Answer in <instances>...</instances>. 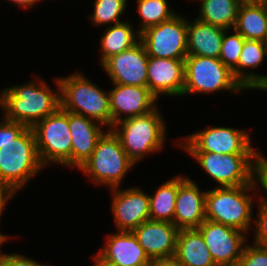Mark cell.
Masks as SVG:
<instances>
[{"label":"cell","instance_id":"cell-1","mask_svg":"<svg viewBox=\"0 0 267 266\" xmlns=\"http://www.w3.org/2000/svg\"><path fill=\"white\" fill-rule=\"evenodd\" d=\"M58 92L50 89L45 81H30L25 85H14L0 93V109L7 120L33 127L37 122L55 113L60 107V87Z\"/></svg>","mask_w":267,"mask_h":266},{"label":"cell","instance_id":"cell-2","mask_svg":"<svg viewBox=\"0 0 267 266\" xmlns=\"http://www.w3.org/2000/svg\"><path fill=\"white\" fill-rule=\"evenodd\" d=\"M80 73L58 78L61 108L93 119L111 129L109 92L100 89Z\"/></svg>","mask_w":267,"mask_h":266},{"label":"cell","instance_id":"cell-3","mask_svg":"<svg viewBox=\"0 0 267 266\" xmlns=\"http://www.w3.org/2000/svg\"><path fill=\"white\" fill-rule=\"evenodd\" d=\"M160 113L156 108L145 115L121 120L111 128L134 164L163 149L167 129Z\"/></svg>","mask_w":267,"mask_h":266},{"label":"cell","instance_id":"cell-4","mask_svg":"<svg viewBox=\"0 0 267 266\" xmlns=\"http://www.w3.org/2000/svg\"><path fill=\"white\" fill-rule=\"evenodd\" d=\"M252 184L237 187H216L207 190L205 219L227 225L248 233L253 223Z\"/></svg>","mask_w":267,"mask_h":266},{"label":"cell","instance_id":"cell-5","mask_svg":"<svg viewBox=\"0 0 267 266\" xmlns=\"http://www.w3.org/2000/svg\"><path fill=\"white\" fill-rule=\"evenodd\" d=\"M119 138L111 129L98 140L91 157L78 169L89 177L94 185L110 189L121 187L124 176L134 168Z\"/></svg>","mask_w":267,"mask_h":266},{"label":"cell","instance_id":"cell-6","mask_svg":"<svg viewBox=\"0 0 267 266\" xmlns=\"http://www.w3.org/2000/svg\"><path fill=\"white\" fill-rule=\"evenodd\" d=\"M43 168L32 127L15 140L0 143V181L16 193Z\"/></svg>","mask_w":267,"mask_h":266},{"label":"cell","instance_id":"cell-7","mask_svg":"<svg viewBox=\"0 0 267 266\" xmlns=\"http://www.w3.org/2000/svg\"><path fill=\"white\" fill-rule=\"evenodd\" d=\"M231 93L246 90L219 58L188 55L184 60V89L182 97L193 93Z\"/></svg>","mask_w":267,"mask_h":266},{"label":"cell","instance_id":"cell-8","mask_svg":"<svg viewBox=\"0 0 267 266\" xmlns=\"http://www.w3.org/2000/svg\"><path fill=\"white\" fill-rule=\"evenodd\" d=\"M32 129L41 164L45 167L56 163L71 168L69 112L60 107L55 113L37 122Z\"/></svg>","mask_w":267,"mask_h":266},{"label":"cell","instance_id":"cell-9","mask_svg":"<svg viewBox=\"0 0 267 266\" xmlns=\"http://www.w3.org/2000/svg\"><path fill=\"white\" fill-rule=\"evenodd\" d=\"M246 130L233 127H206L202 131L176 142L186 152H212L220 154H258L251 145V136Z\"/></svg>","mask_w":267,"mask_h":266},{"label":"cell","instance_id":"cell-10","mask_svg":"<svg viewBox=\"0 0 267 266\" xmlns=\"http://www.w3.org/2000/svg\"><path fill=\"white\" fill-rule=\"evenodd\" d=\"M187 153L218 183V187L252 184V164L257 154Z\"/></svg>","mask_w":267,"mask_h":266},{"label":"cell","instance_id":"cell-11","mask_svg":"<svg viewBox=\"0 0 267 266\" xmlns=\"http://www.w3.org/2000/svg\"><path fill=\"white\" fill-rule=\"evenodd\" d=\"M149 57L185 59L187 55V19L176 14L171 19L140 33Z\"/></svg>","mask_w":267,"mask_h":266},{"label":"cell","instance_id":"cell-12","mask_svg":"<svg viewBox=\"0 0 267 266\" xmlns=\"http://www.w3.org/2000/svg\"><path fill=\"white\" fill-rule=\"evenodd\" d=\"M197 229L216 265L237 266L248 240L243 231L210 220H205Z\"/></svg>","mask_w":267,"mask_h":266},{"label":"cell","instance_id":"cell-13","mask_svg":"<svg viewBox=\"0 0 267 266\" xmlns=\"http://www.w3.org/2000/svg\"><path fill=\"white\" fill-rule=\"evenodd\" d=\"M149 56L141 41L130 49L111 56L101 66L112 83L147 86Z\"/></svg>","mask_w":267,"mask_h":266},{"label":"cell","instance_id":"cell-14","mask_svg":"<svg viewBox=\"0 0 267 266\" xmlns=\"http://www.w3.org/2000/svg\"><path fill=\"white\" fill-rule=\"evenodd\" d=\"M112 84L114 88L109 91L112 127L121 120L145 115L157 108L158 98L147 86Z\"/></svg>","mask_w":267,"mask_h":266},{"label":"cell","instance_id":"cell-15","mask_svg":"<svg viewBox=\"0 0 267 266\" xmlns=\"http://www.w3.org/2000/svg\"><path fill=\"white\" fill-rule=\"evenodd\" d=\"M112 191V213L119 231H132L150 220L149 194L138 187L110 189Z\"/></svg>","mask_w":267,"mask_h":266},{"label":"cell","instance_id":"cell-16","mask_svg":"<svg viewBox=\"0 0 267 266\" xmlns=\"http://www.w3.org/2000/svg\"><path fill=\"white\" fill-rule=\"evenodd\" d=\"M189 177L178 175V191L175 200L174 225L180 229L198 228L205 219V197Z\"/></svg>","mask_w":267,"mask_h":266},{"label":"cell","instance_id":"cell-17","mask_svg":"<svg viewBox=\"0 0 267 266\" xmlns=\"http://www.w3.org/2000/svg\"><path fill=\"white\" fill-rule=\"evenodd\" d=\"M184 60L149 57L147 87L157 97L181 96L184 89Z\"/></svg>","mask_w":267,"mask_h":266},{"label":"cell","instance_id":"cell-18","mask_svg":"<svg viewBox=\"0 0 267 266\" xmlns=\"http://www.w3.org/2000/svg\"><path fill=\"white\" fill-rule=\"evenodd\" d=\"M132 232L150 259L175 256L179 229L174 223L148 220Z\"/></svg>","mask_w":267,"mask_h":266},{"label":"cell","instance_id":"cell-19","mask_svg":"<svg viewBox=\"0 0 267 266\" xmlns=\"http://www.w3.org/2000/svg\"><path fill=\"white\" fill-rule=\"evenodd\" d=\"M69 129L72 138L71 168L79 169L91 157L98 140L105 132L101 123L71 112Z\"/></svg>","mask_w":267,"mask_h":266},{"label":"cell","instance_id":"cell-20","mask_svg":"<svg viewBox=\"0 0 267 266\" xmlns=\"http://www.w3.org/2000/svg\"><path fill=\"white\" fill-rule=\"evenodd\" d=\"M107 238L98 252L103 258L122 266H149L151 259L132 231H117Z\"/></svg>","mask_w":267,"mask_h":266},{"label":"cell","instance_id":"cell-21","mask_svg":"<svg viewBox=\"0 0 267 266\" xmlns=\"http://www.w3.org/2000/svg\"><path fill=\"white\" fill-rule=\"evenodd\" d=\"M267 44L258 40L245 39L237 66L232 70L233 76L247 90L267 87V74L260 75L256 72H245V68L256 69L264 59H267ZM266 57V58H265Z\"/></svg>","mask_w":267,"mask_h":266},{"label":"cell","instance_id":"cell-22","mask_svg":"<svg viewBox=\"0 0 267 266\" xmlns=\"http://www.w3.org/2000/svg\"><path fill=\"white\" fill-rule=\"evenodd\" d=\"M225 30L197 18L187 21V55L219 58Z\"/></svg>","mask_w":267,"mask_h":266},{"label":"cell","instance_id":"cell-23","mask_svg":"<svg viewBox=\"0 0 267 266\" xmlns=\"http://www.w3.org/2000/svg\"><path fill=\"white\" fill-rule=\"evenodd\" d=\"M175 257L184 266H215L201 232L197 228L180 229Z\"/></svg>","mask_w":267,"mask_h":266},{"label":"cell","instance_id":"cell-24","mask_svg":"<svg viewBox=\"0 0 267 266\" xmlns=\"http://www.w3.org/2000/svg\"><path fill=\"white\" fill-rule=\"evenodd\" d=\"M267 3L242 2L236 18L235 30L245 39L265 41Z\"/></svg>","mask_w":267,"mask_h":266},{"label":"cell","instance_id":"cell-25","mask_svg":"<svg viewBox=\"0 0 267 266\" xmlns=\"http://www.w3.org/2000/svg\"><path fill=\"white\" fill-rule=\"evenodd\" d=\"M130 21L109 25L100 39L101 65L111 56L130 49L140 41V33L134 32Z\"/></svg>","mask_w":267,"mask_h":266},{"label":"cell","instance_id":"cell-26","mask_svg":"<svg viewBox=\"0 0 267 266\" xmlns=\"http://www.w3.org/2000/svg\"><path fill=\"white\" fill-rule=\"evenodd\" d=\"M242 2V0H200V15L197 19L232 30Z\"/></svg>","mask_w":267,"mask_h":266},{"label":"cell","instance_id":"cell-27","mask_svg":"<svg viewBox=\"0 0 267 266\" xmlns=\"http://www.w3.org/2000/svg\"><path fill=\"white\" fill-rule=\"evenodd\" d=\"M178 191V175L160 185L153 196L149 195L150 220L172 222Z\"/></svg>","mask_w":267,"mask_h":266},{"label":"cell","instance_id":"cell-28","mask_svg":"<svg viewBox=\"0 0 267 266\" xmlns=\"http://www.w3.org/2000/svg\"><path fill=\"white\" fill-rule=\"evenodd\" d=\"M137 2V10L141 18L140 27L137 30L139 33L167 21L177 14L169 8L167 0H138Z\"/></svg>","mask_w":267,"mask_h":266},{"label":"cell","instance_id":"cell-29","mask_svg":"<svg viewBox=\"0 0 267 266\" xmlns=\"http://www.w3.org/2000/svg\"><path fill=\"white\" fill-rule=\"evenodd\" d=\"M128 0H95L94 11L90 14L95 26L121 23L120 18L127 8Z\"/></svg>","mask_w":267,"mask_h":266},{"label":"cell","instance_id":"cell-30","mask_svg":"<svg viewBox=\"0 0 267 266\" xmlns=\"http://www.w3.org/2000/svg\"><path fill=\"white\" fill-rule=\"evenodd\" d=\"M229 31H224L219 59L232 71L239 62L245 38L235 30L234 34L228 36Z\"/></svg>","mask_w":267,"mask_h":266},{"label":"cell","instance_id":"cell-31","mask_svg":"<svg viewBox=\"0 0 267 266\" xmlns=\"http://www.w3.org/2000/svg\"><path fill=\"white\" fill-rule=\"evenodd\" d=\"M237 266H267V247L255 243L245 245Z\"/></svg>","mask_w":267,"mask_h":266},{"label":"cell","instance_id":"cell-32","mask_svg":"<svg viewBox=\"0 0 267 266\" xmlns=\"http://www.w3.org/2000/svg\"><path fill=\"white\" fill-rule=\"evenodd\" d=\"M259 182V183H258ZM260 185L262 190L267 194V158L262 155V152H259L253 161L252 164V185L254 189H257L256 186ZM258 202H266V195L260 196Z\"/></svg>","mask_w":267,"mask_h":266},{"label":"cell","instance_id":"cell-33","mask_svg":"<svg viewBox=\"0 0 267 266\" xmlns=\"http://www.w3.org/2000/svg\"><path fill=\"white\" fill-rule=\"evenodd\" d=\"M257 205L259 210L258 219L257 221L254 220L256 229L253 243L267 247V203L259 202Z\"/></svg>","mask_w":267,"mask_h":266},{"label":"cell","instance_id":"cell-34","mask_svg":"<svg viewBox=\"0 0 267 266\" xmlns=\"http://www.w3.org/2000/svg\"><path fill=\"white\" fill-rule=\"evenodd\" d=\"M28 127L22 123L7 120L3 117L0 122V143H6L15 140L19 137Z\"/></svg>","mask_w":267,"mask_h":266},{"label":"cell","instance_id":"cell-35","mask_svg":"<svg viewBox=\"0 0 267 266\" xmlns=\"http://www.w3.org/2000/svg\"><path fill=\"white\" fill-rule=\"evenodd\" d=\"M0 250V266H44L33 258L24 257L19 254H4ZM45 266H47L45 264Z\"/></svg>","mask_w":267,"mask_h":266},{"label":"cell","instance_id":"cell-36","mask_svg":"<svg viewBox=\"0 0 267 266\" xmlns=\"http://www.w3.org/2000/svg\"><path fill=\"white\" fill-rule=\"evenodd\" d=\"M14 194L16 192L10 186L0 181V219L6 207L5 205L8 203V200H11L10 198L14 197Z\"/></svg>","mask_w":267,"mask_h":266},{"label":"cell","instance_id":"cell-37","mask_svg":"<svg viewBox=\"0 0 267 266\" xmlns=\"http://www.w3.org/2000/svg\"><path fill=\"white\" fill-rule=\"evenodd\" d=\"M149 266H184L175 256L151 259Z\"/></svg>","mask_w":267,"mask_h":266},{"label":"cell","instance_id":"cell-38","mask_svg":"<svg viewBox=\"0 0 267 266\" xmlns=\"http://www.w3.org/2000/svg\"><path fill=\"white\" fill-rule=\"evenodd\" d=\"M94 261H96L94 266H122L115 263H112L105 258H103L99 253H96L93 256Z\"/></svg>","mask_w":267,"mask_h":266},{"label":"cell","instance_id":"cell-39","mask_svg":"<svg viewBox=\"0 0 267 266\" xmlns=\"http://www.w3.org/2000/svg\"><path fill=\"white\" fill-rule=\"evenodd\" d=\"M13 2L14 4L18 5L19 7L31 8L32 6H35L36 3L40 2L41 0H8Z\"/></svg>","mask_w":267,"mask_h":266},{"label":"cell","instance_id":"cell-40","mask_svg":"<svg viewBox=\"0 0 267 266\" xmlns=\"http://www.w3.org/2000/svg\"><path fill=\"white\" fill-rule=\"evenodd\" d=\"M8 237H9V236L0 233V246H2V245L4 244V242H5L6 240H8Z\"/></svg>","mask_w":267,"mask_h":266},{"label":"cell","instance_id":"cell-41","mask_svg":"<svg viewBox=\"0 0 267 266\" xmlns=\"http://www.w3.org/2000/svg\"><path fill=\"white\" fill-rule=\"evenodd\" d=\"M243 2L267 3V0H242Z\"/></svg>","mask_w":267,"mask_h":266},{"label":"cell","instance_id":"cell-42","mask_svg":"<svg viewBox=\"0 0 267 266\" xmlns=\"http://www.w3.org/2000/svg\"><path fill=\"white\" fill-rule=\"evenodd\" d=\"M264 42L267 44V18H266V34H265V41Z\"/></svg>","mask_w":267,"mask_h":266}]
</instances>
